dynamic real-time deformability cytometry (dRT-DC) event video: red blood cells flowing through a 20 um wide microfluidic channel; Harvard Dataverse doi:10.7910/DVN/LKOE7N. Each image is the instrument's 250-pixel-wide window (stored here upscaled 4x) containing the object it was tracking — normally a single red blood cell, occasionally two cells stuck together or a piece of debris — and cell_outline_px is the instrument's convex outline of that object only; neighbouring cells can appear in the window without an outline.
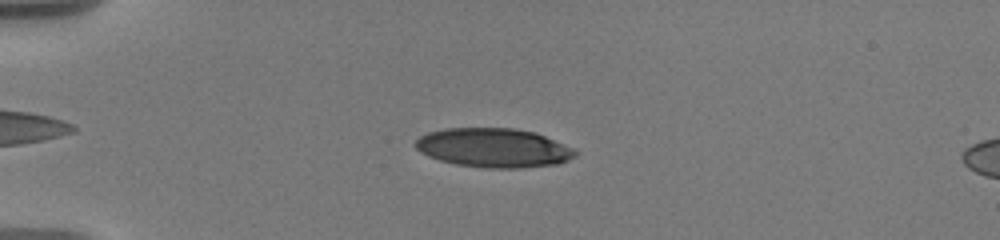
{"species": "human", "species_latin": "Homo sapiens", "temperature_condition": "warm", "stored_images_in_passage": 33, "camera_frame_rate_fps": 3000, "um_per_image_px": 0.085, "donor": {"sex": "male"}, "frame": {"image": 1, "passage_image": 20, "time_ms": 4.333, "image_size_px": [1000, 240], "cell_outline_px": [[576, 156], [568, 160], [556, 164], [520, 168], [484, 168], [456, 164], [440, 160], [428, 156], [420, 152], [416, 148], [416, 140], [420, 136], [428, 132], [444, 128], [516, 128], [536, 132], [576, 148]], "centroid_in_image_um": [41.99, 12.56], "position_along_channel_um": 43.0, "area_um2": 36.7}}
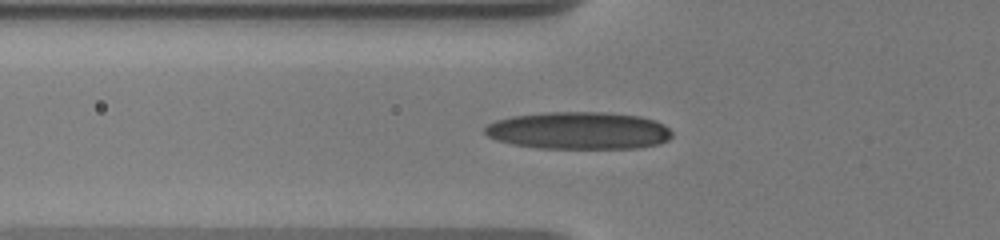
{"frame": {"image": 2, "passage_image": 28, "time_ms": 6.333, "image_size_px": [1000, 240], "cell_outline_px": [[672, 136], [668, 140], [660, 144], [640, 148], [536, 148], [512, 144], [496, 140], [488, 136], [484, 132], [484, 128], [488, 124], [496, 120], [512, 116], [548, 112], [608, 112], [640, 116], [656, 120], [664, 124], [672, 132]], "centroid_in_image_um": [49.22, 11.1], "position_along_channel_um": 76.6, "area_um2": 41.1}}
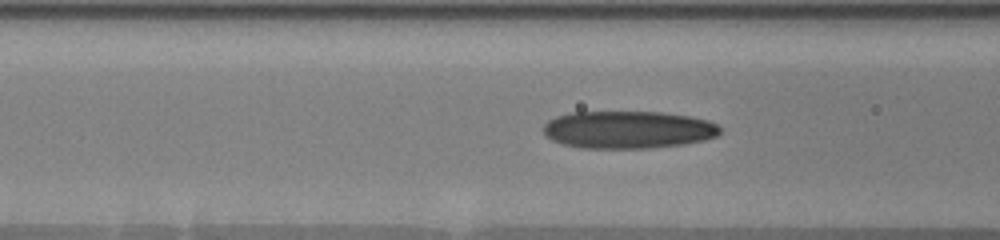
{"frame": {"image": 3, "passage_image": 33, "time_ms": 7.333, "image_size_px": [1000, 240], "cell_outline_px": [[720, 132], [716, 136], [704, 140], [684, 144], [652, 148], [580, 148], [564, 144], [552, 140], [544, 136], [544, 124], [548, 120], [556, 116], [572, 112], [660, 112], [688, 116], [708, 120], [716, 124], [720, 128]], "centroid_in_image_um": [53.36, 11.03], "position_along_channel_um": 113.2, "area_um2": 38.73}}